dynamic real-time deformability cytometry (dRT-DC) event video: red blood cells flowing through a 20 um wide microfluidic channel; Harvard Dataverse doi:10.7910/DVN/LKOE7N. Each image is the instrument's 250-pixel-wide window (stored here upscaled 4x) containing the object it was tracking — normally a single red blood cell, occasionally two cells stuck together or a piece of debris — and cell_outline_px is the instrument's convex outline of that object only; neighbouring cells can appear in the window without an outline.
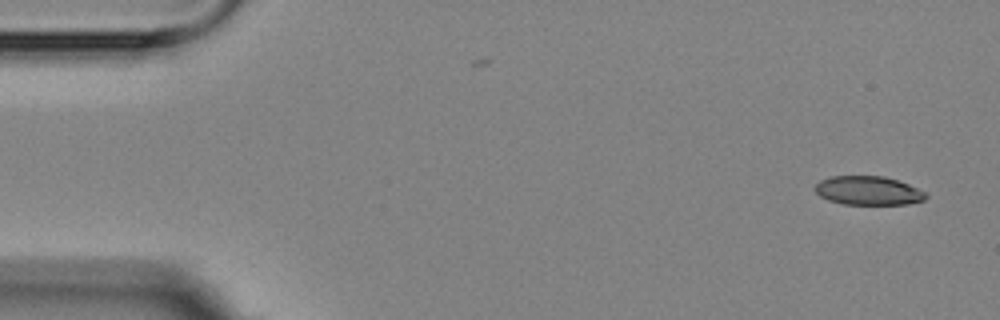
{"species": "Egyptian fruit bat (a non-hibernating species)", "species_latin": "Rousettus aegyptiacus", "temperature_condition": "room temperature", "stored_images_in_passage": 2, "camera_frame_rate_fps": 3000, "um_per_image_px": 0.085, "animal": {"sex": "female"}, "frame": {"image": 1, "passage_image": 2, "time_ms": 1.0, "image_size_px": [1000, 320], "cell_outline_px": [[928, 196], [924, 200], [908, 204], [844, 204], [828, 200], [820, 196], [812, 188], [820, 180], [832, 176], [884, 176], [908, 184], [924, 192]], "centroid_in_image_um": [73.76, 16.2], "position_along_channel_um": 11.2, "area_um2": 18.55}}